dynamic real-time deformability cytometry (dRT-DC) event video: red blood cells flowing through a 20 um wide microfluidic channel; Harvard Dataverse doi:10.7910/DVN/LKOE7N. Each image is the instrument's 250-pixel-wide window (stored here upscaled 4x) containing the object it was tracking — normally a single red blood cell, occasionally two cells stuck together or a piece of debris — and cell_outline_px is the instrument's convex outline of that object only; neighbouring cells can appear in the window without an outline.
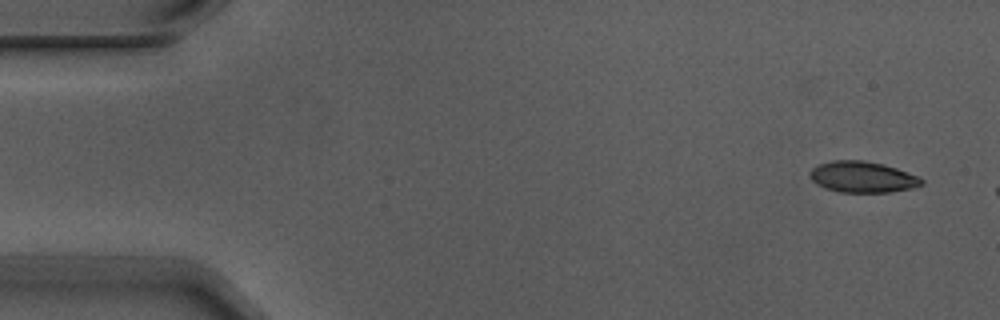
{"species": "Egyptian fruit bat (a non-hibernating species)", "species_latin": "Rousettus aegyptiacus", "temperature_condition": "warm", "stored_images_in_passage": 3, "camera_frame_rate_fps": 3000, "um_per_image_px": 0.085, "animal": {"sex": "male"}, "frame": {"image": 1, "passage_image": 1, "time_ms": 0.0, "image_size_px": [1000, 320], "cell_outline_px": [[924, 184], [912, 188], [888, 192], [840, 192], [816, 184], [812, 180], [808, 172], [812, 168], [820, 164], [832, 160], [864, 160], [896, 168], [920, 176], [924, 180]], "centroid_in_image_um": [73.33, 15.04], "position_along_channel_um": 11.7, "area_um2": 20.17}}